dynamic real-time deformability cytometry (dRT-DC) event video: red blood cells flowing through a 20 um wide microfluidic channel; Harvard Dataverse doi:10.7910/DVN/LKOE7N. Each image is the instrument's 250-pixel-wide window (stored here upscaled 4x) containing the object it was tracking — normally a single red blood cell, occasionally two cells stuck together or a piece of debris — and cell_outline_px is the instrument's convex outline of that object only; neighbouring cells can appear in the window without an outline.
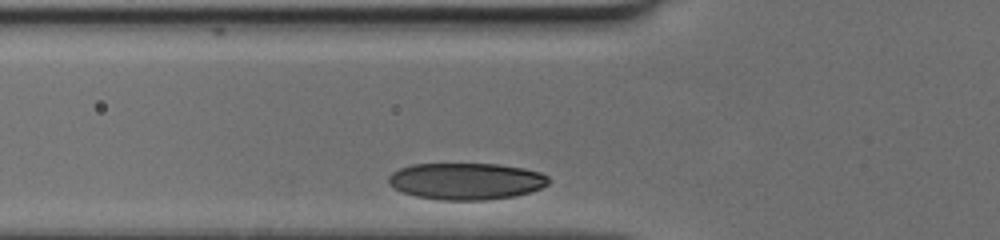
{"species": "human", "species_latin": "Homo sapiens", "temperature_condition": "cold", "stored_images_in_passage": 25, "camera_frame_rate_fps": 3000, "um_per_image_px": 0.085, "donor": {"sex": "female"}, "frame": {"image": 1, "passage_image": 3, "time_ms": 0.667, "image_size_px": [1000, 240], "cell_outline_px": [[548, 184], [540, 188], [528, 192], [512, 196], [488, 200], [440, 200], [416, 196], [404, 192], [388, 184], [388, 176], [392, 172], [400, 168], [412, 164], [496, 164], [524, 168], [540, 172], [548, 176]], "centroid_in_image_um": [39.6, 15.4], "position_along_channel_um": 86.2, "area_um2": 34.16}}
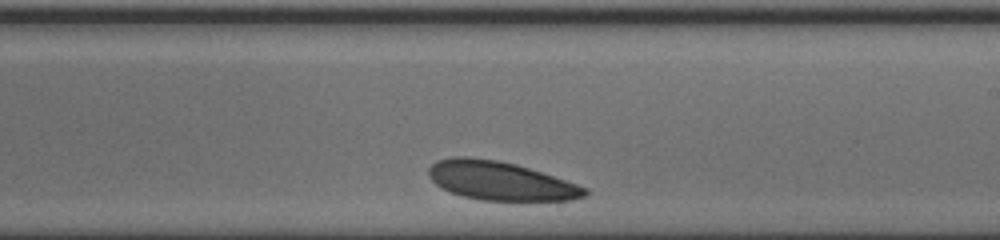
{"frame": {"image": 2, "passage_image": 16, "time_ms": 5.0, "image_size_px": [1000, 240], "cell_outline_px": [[588, 196], [572, 200], [480, 200], [464, 196], [452, 192], [436, 184], [428, 176], [428, 168], [436, 160], [452, 156], [468, 156], [496, 160], [516, 164], [588, 188]], "centroid_in_image_um": [42.51, 15.36], "position_along_channel_um": 246.5, "area_um2": 34.97}}
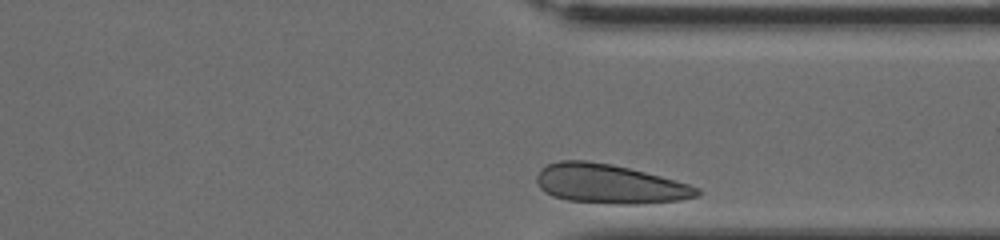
{"frame": {"image": 3, "passage_image": 25, "time_ms": 8.0, "image_size_px": [1000, 240], "cell_outline_px": [[700, 196], [680, 200], [636, 204], [616, 204], [568, 200], [552, 196], [544, 192], [540, 188], [536, 180], [536, 176], [540, 168], [548, 164], [560, 160], [584, 160], [612, 164], [676, 180], [700, 188]], "centroid_in_image_um": [51.79, 15.63], "position_along_channel_um": 359.6, "area_um2": 36.7}}